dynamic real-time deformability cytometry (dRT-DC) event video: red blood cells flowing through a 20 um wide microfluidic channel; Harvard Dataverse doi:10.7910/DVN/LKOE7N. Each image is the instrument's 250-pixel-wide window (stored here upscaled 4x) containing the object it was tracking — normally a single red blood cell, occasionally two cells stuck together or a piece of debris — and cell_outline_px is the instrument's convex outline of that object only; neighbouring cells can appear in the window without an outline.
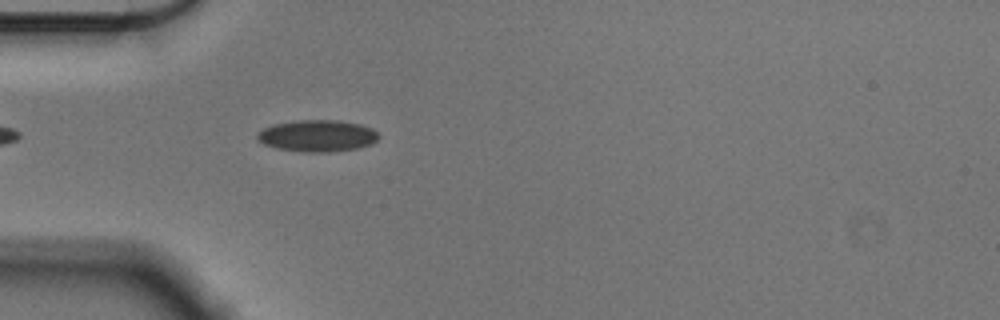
{"species": "Egyptian fruit bat (a non-hibernating species)", "species_latin": "Rousettus aegyptiacus", "temperature_condition": "cold", "stored_images_in_passage": 41, "camera_frame_rate_fps": 3000, "um_per_image_px": 0.085, "animal": {"sex": "male"}, "frame": {"image": 1, "passage_image": 2, "time_ms": 0.333, "image_size_px": [1000, 320], "cell_outline_px": [[380, 136], [372, 144], [356, 148], [328, 152], [304, 152], [276, 148], [264, 144], [256, 140], [256, 132], [272, 124], [296, 120], [336, 120], [360, 124], [372, 128]], "centroid_in_image_um": [26.93, 11.54], "position_along_channel_um": 58.1, "area_um2": 22.54}}
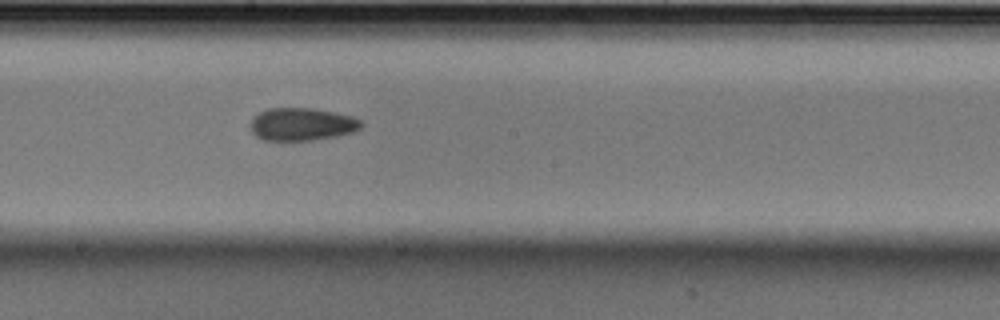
{"frame": {"image": 2, "passage_image": 16, "time_ms": 5.0, "image_size_px": [1000, 320], "cell_outline_px": [[364, 124], [360, 128], [352, 132], [336, 136], [312, 140], [264, 140], [256, 136], [252, 132], [252, 116], [268, 108], [312, 108], [352, 116], [360, 120]], "centroid_in_image_um": [25.66, 10.55], "position_along_channel_um": 222.5, "area_um2": 20.98}}
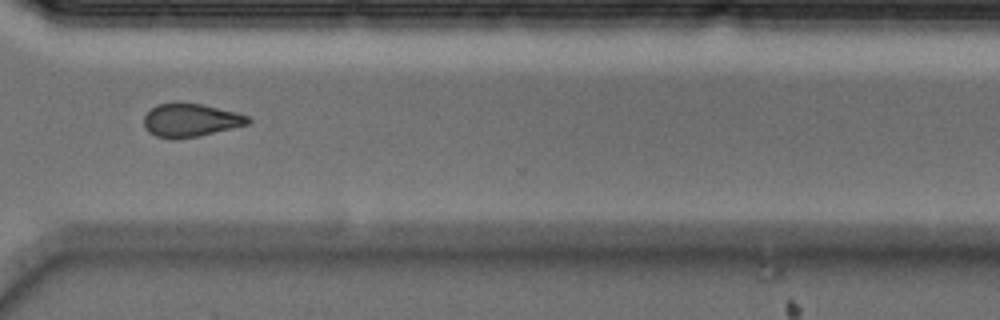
{"frame": {"image": 3, "passage_image": 27, "time_ms": 8.667, "image_size_px": [1000, 320], "cell_outline_px": [[252, 120], [248, 124], [200, 136], [156, 136], [148, 132], [144, 128], [144, 116], [156, 104], [180, 100], [200, 104], [236, 112], [248, 116]], "centroid_in_image_um": [16.19, 10.16], "position_along_channel_um": 354.4, "area_um2": 20.0}, "authors_computed_cell_mechanics": {"area_um2": 20.519, "velocity_mm_per_s": 3.6028, "shape_relaxation_time_tau1_ms": 7.155, "shape_relaxation_time_tau2_ms": 3.8628, "deformation_change_tau1": 0.1007, "deformation_change_tau2": 0.0987}}